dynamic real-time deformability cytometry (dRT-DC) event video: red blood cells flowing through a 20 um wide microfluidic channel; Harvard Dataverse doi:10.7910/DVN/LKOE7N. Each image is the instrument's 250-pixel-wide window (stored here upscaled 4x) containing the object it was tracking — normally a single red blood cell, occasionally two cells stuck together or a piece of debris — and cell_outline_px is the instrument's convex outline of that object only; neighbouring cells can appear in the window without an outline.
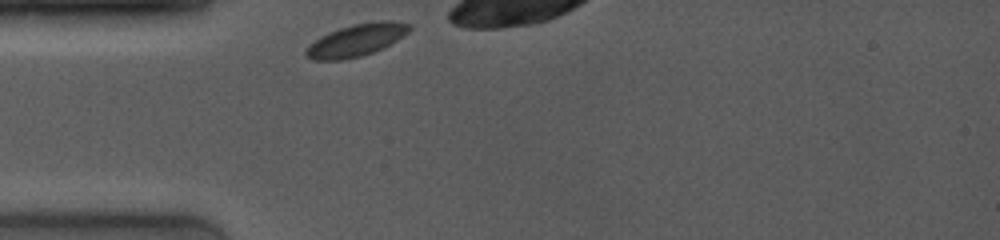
{"species": "common noctule bat (a hibernating species)", "species_latin": "Nyctalus noctula", "temperature_condition": "room temperature", "stored_images_in_passage": 1, "camera_frame_rate_fps": 4000, "um_per_image_px": 0.085, "animal": {"sex": "female", "body_mass_g": 19.0, "forearm_length_mm": 53.3}, "frame": {"image": 1, "passage_image": 1, "time_ms": 0.0, "image_size_px": [1000, 240], "cell_outline_px": [[412, 28], [408, 32], [396, 40], [372, 52], [360, 56], [344, 60], [312, 60], [304, 56], [304, 52], [320, 36], [328, 32], [352, 24], [380, 20], [392, 20], [412, 24]], "centroid_in_image_um": [30.29, 3.4], "position_along_channel_um": 54.7, "area_um2": 19.31}}